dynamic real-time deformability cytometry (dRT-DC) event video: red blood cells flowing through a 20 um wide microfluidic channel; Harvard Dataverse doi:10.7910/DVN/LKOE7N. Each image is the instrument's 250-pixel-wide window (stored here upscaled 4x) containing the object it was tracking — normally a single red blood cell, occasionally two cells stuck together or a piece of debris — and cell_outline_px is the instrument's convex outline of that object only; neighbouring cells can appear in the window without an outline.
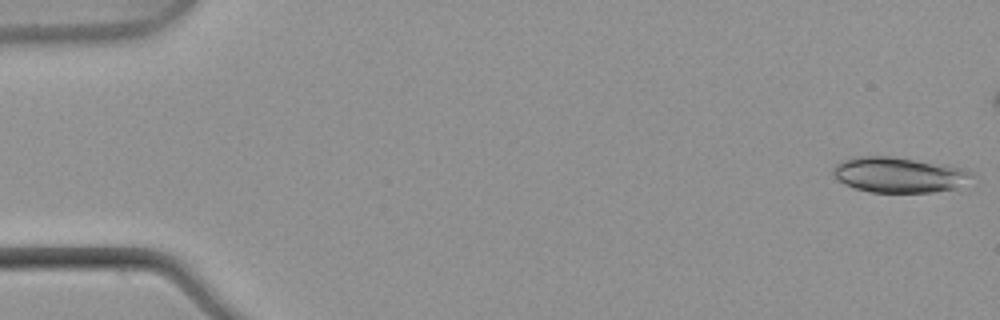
{"species": "common noctule bat (a hibernating species)", "species_latin": "Nyctalus noctula", "temperature_condition": "warm", "stored_images_in_passage": 6, "camera_frame_rate_fps": 3000, "um_per_image_px": 0.085, "animal": {"sex": "male", "body_mass_g": 21.5, "forearm_length_mm": 52.0}, "frame": {"image": 1, "passage_image": 1, "time_ms": 0.0, "image_size_px": [1000, 320], "cell_outline_px": [[972, 176], [956, 188], [932, 192], [868, 192], [844, 184], [832, 176], [832, 168], [836, 164], [852, 156], [892, 156], [944, 164], [960, 168], [972, 172]], "centroid_in_image_um": [76.33, 14.85], "position_along_channel_um": 8.7, "area_um2": 28.55}}
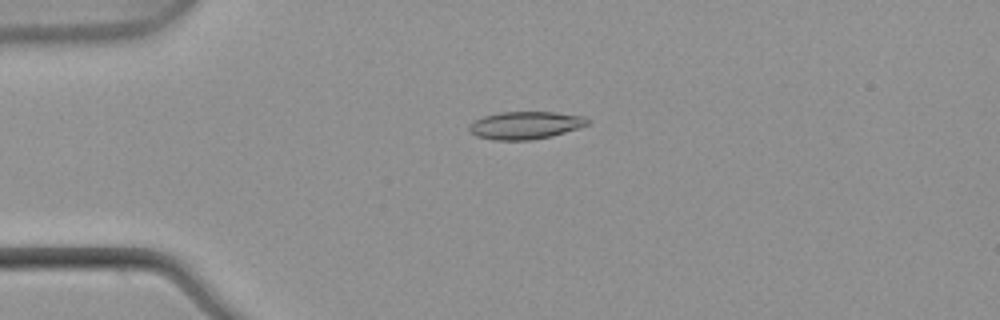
{"frame": {"image": 2, "passage_image": 6, "time_ms": 1.667, "image_size_px": [1000, 320], "cell_outline_px": [[588, 124], [580, 128], [552, 136], [532, 140], [496, 140], [476, 136], [468, 128], [468, 124], [484, 116], [500, 112], [556, 112], [584, 116], [588, 120]], "centroid_in_image_um": [44.67, 10.65], "position_along_channel_um": 40.3, "area_um2": 19.07}}